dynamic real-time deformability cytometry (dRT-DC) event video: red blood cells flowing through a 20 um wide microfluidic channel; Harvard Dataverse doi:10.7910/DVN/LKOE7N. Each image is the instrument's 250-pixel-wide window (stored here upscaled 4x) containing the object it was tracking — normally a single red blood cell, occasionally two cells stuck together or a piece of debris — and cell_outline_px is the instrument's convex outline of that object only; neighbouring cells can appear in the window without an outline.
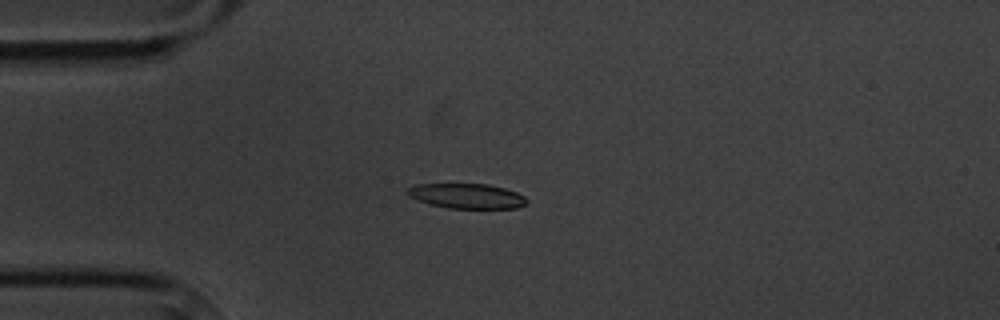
{"species": "common noctule bat (a hibernating species)", "species_latin": "Nyctalus noctula", "temperature_condition": "cold", "stored_images_in_passage": 14, "camera_frame_rate_fps": 3000, "um_per_image_px": 0.085, "animal": {"sex": "male", "body_mass_g": 20.1, "forearm_length_mm": 53.5}, "frame": {"image": 1, "passage_image": 3, "time_ms": 3.333, "image_size_px": [1000, 320], "cell_outline_px": [[528, 204], [516, 208], [448, 208], [428, 204], [408, 196], [404, 192], [408, 188], [416, 184], [488, 184], [504, 188], [516, 192], [524, 196], [528, 200]], "centroid_in_image_um": [39.66, 16.66], "position_along_channel_um": 45.3, "area_um2": 17.46}}
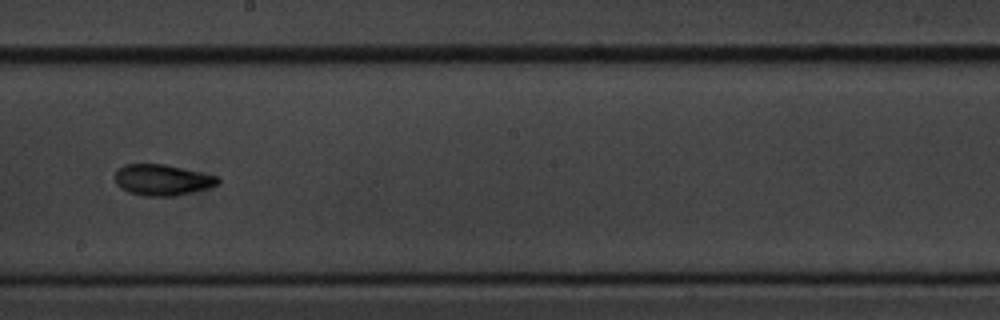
{"frame": {"image": 2, "passage_image": 8, "time_ms": 9.333, "image_size_px": [1000, 320], "cell_outline_px": [[220, 184], [208, 188], [192, 192], [172, 196], [144, 196], [128, 192], [120, 188], [116, 184], [116, 168], [124, 164], [164, 164], [220, 176]], "centroid_in_image_um": [13.8, 15.29], "position_along_channel_um": 234.4, "area_um2": 18.79}}
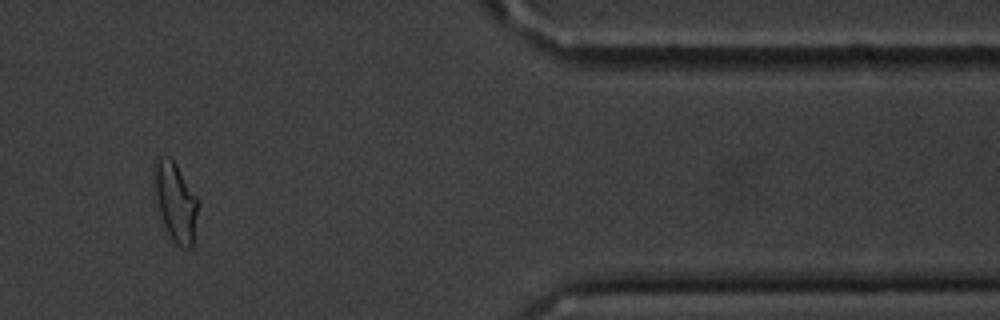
{"frame": {"image": 3, "passage_image": 12, "time_ms": 15.0, "image_size_px": [1000, 320], "cell_outline_px": [[200, 204], [192, 248], [172, 248], [152, 200], [152, 164], [160, 156], [168, 156], [176, 164], [200, 200]], "centroid_in_image_um": [14.85, 17.23], "position_along_channel_um": 396.5, "area_um2": 22.2}, "authors_computed_cell_mechanics": {"area_um2": 18.496, "velocity_mm_per_s": 3.4343, "shape_relaxation_time_tau1_ms": 6.7457, "shape_relaxation_time_tau2_ms": 2.2463, "deformation_change_tau1": 0.2098, "deformation_change_tau2": 0.0816}}